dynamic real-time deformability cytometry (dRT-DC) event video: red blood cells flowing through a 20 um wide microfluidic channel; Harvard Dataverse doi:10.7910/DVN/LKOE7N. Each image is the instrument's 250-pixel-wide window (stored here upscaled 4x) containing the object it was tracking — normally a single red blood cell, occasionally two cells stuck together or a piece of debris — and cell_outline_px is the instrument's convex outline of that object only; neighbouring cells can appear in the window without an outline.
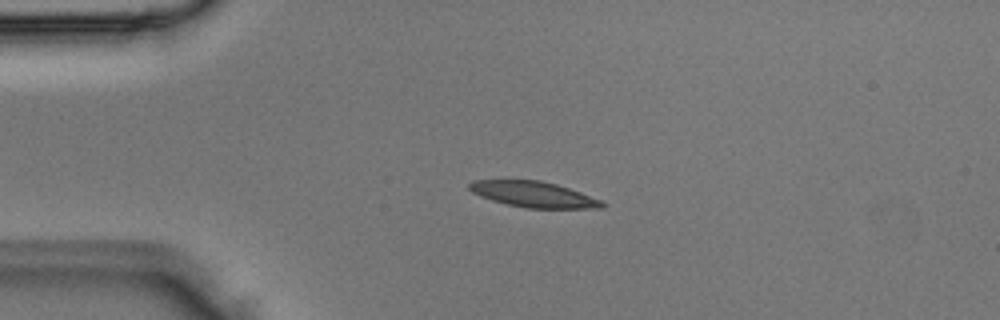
{"species": "Egyptian fruit bat (a non-hibernating species)", "species_latin": "Rousettus aegyptiacus", "temperature_condition": "room temperature", "stored_images_in_passage": 4, "camera_frame_rate_fps": 3000, "um_per_image_px": 0.085, "animal": {"sex": "male"}, "frame": {"image": 1, "passage_image": 3, "time_ms": 0.667, "image_size_px": [1000, 320], "cell_outline_px": [[608, 204], [604, 208], [528, 208], [508, 204], [492, 200], [480, 196], [472, 192], [468, 188], [468, 184], [472, 180], [540, 180], [556, 184], [604, 200]], "centroid_in_image_um": [45.4, 16.52], "position_along_channel_um": 39.6, "area_um2": 20.0}}